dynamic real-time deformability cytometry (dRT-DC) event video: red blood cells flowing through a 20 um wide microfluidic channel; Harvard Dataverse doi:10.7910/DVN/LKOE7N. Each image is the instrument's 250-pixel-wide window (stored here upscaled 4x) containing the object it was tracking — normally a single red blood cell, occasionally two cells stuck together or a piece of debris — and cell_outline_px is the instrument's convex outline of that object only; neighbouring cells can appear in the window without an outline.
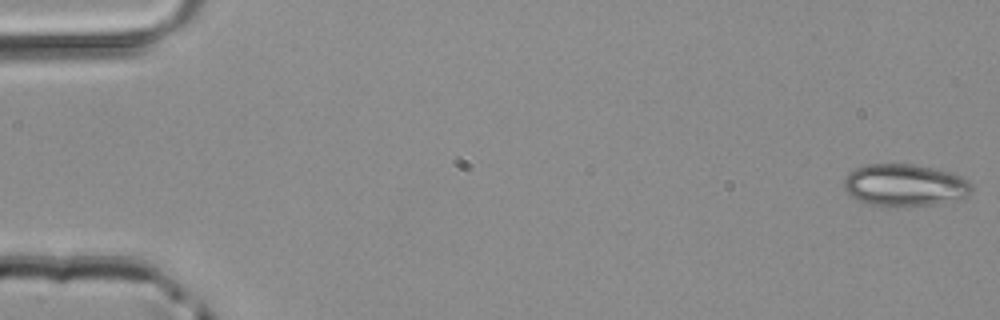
{"species": "common noctule bat (a hibernating species)", "species_latin": "Nyctalus noctula", "temperature_condition": "room temperature", "stored_images_in_passage": 50, "camera_frame_rate_fps": 3000, "um_per_image_px": 0.085, "animal": {"sex": "male", "body_mass_g": 20.4}, "frame": {"image": 1, "passage_image": 1, "time_ms": 0.0, "image_size_px": [1000, 320], "cell_outline_px": [[972, 192], [968, 196], [932, 204], [896, 208], [868, 204], [852, 196], [844, 188], [844, 180], [848, 172], [864, 164], [912, 164], [932, 168], [948, 172], [960, 176], [968, 180], [972, 184]], "centroid_in_image_um": [76.88, 15.74], "position_along_channel_um": 8.1, "area_um2": 31.44}}
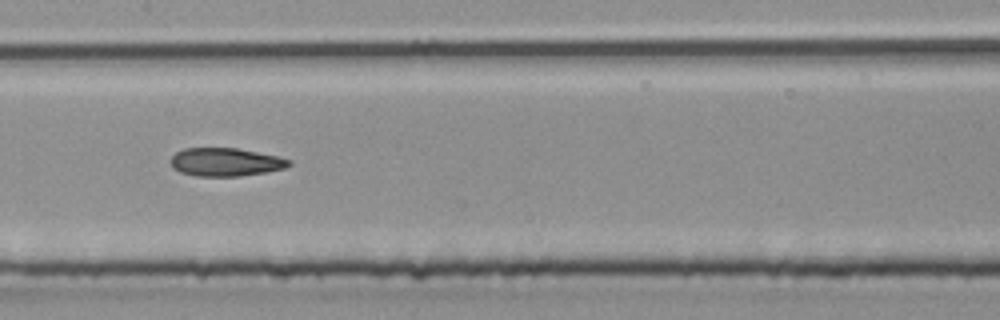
{"frame": {"image": 2, "passage_image": 25, "time_ms": 8.0, "image_size_px": [1000, 320], "cell_outline_px": [[292, 164], [284, 168], [264, 172], [240, 176], [196, 176], [180, 172], [172, 168], [172, 156], [176, 152], [184, 148], [236, 148], [276, 156], [292, 160]], "centroid_in_image_um": [19.16, 13.77], "position_along_channel_um": 188.2, "area_um2": 19.31}}
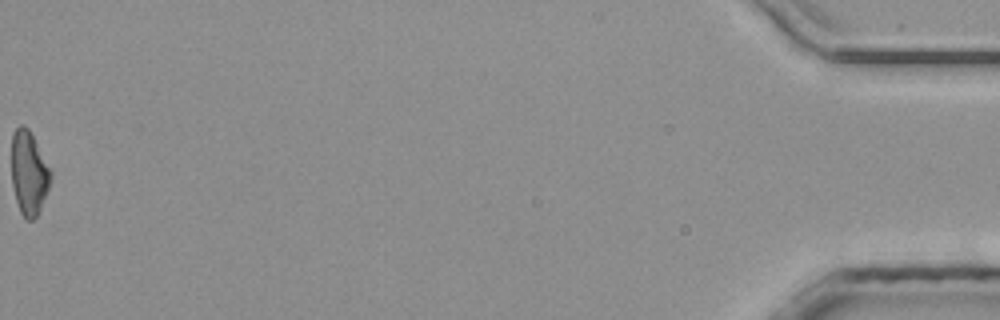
{"frame": {"image": 3, "passage_image": 50, "time_ms": 16.333, "image_size_px": [1000, 320], "cell_outline_px": [[52, 176], [48, 188], [40, 208], [36, 216], [32, 220], [24, 220], [20, 212], [16, 200], [12, 184], [12, 132], [20, 124], [24, 124], [28, 128], [52, 172]], "centroid_in_image_um": [2.44, 14.7], "position_along_channel_um": 432.8, "area_um2": 18.96}}